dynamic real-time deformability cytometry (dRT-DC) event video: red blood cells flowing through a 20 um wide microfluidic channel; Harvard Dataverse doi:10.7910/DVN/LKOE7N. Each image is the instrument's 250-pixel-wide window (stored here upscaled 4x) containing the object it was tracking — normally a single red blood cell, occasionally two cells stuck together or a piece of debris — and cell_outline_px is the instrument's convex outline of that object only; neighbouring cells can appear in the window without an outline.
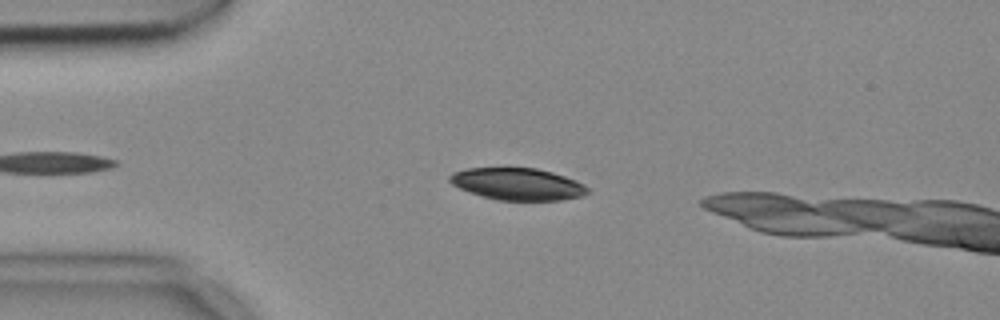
{"species": "common noctule bat (a hibernating species)", "species_latin": "Nyctalus noctula", "temperature_condition": "cold", "stored_images_in_passage": 47, "camera_frame_rate_fps": 3000, "um_per_image_px": 0.085, "animal": {"sex": "female", "body_mass_g": 18.4}, "frame": {"image": 1, "passage_image": 10, "time_ms": 3.0, "image_size_px": [1000, 320], "cell_outline_px": [[588, 192], [580, 196], [560, 200], [496, 200], [468, 192], [452, 184], [448, 180], [448, 176], [452, 172], [468, 168], [536, 168], [552, 172], [576, 180], [584, 184], [588, 188]], "centroid_in_image_um": [43.96, 15.64], "position_along_channel_um": 41.0, "area_um2": 25.66}}
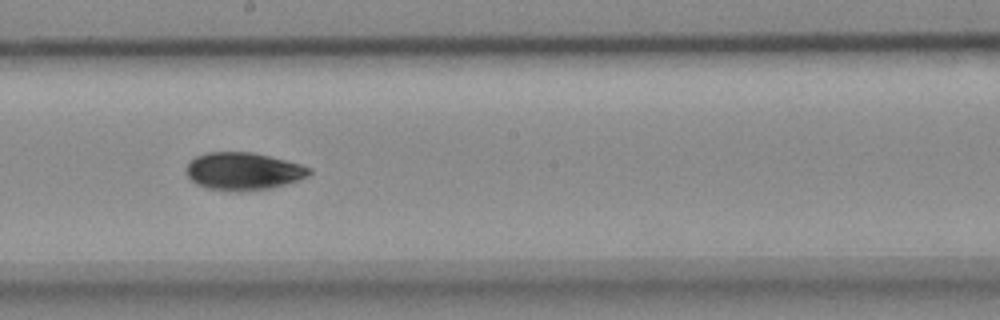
{"frame": {"image": 2, "passage_image": 27, "time_ms": 8.667, "image_size_px": [1000, 320], "cell_outline_px": [[312, 172], [308, 176], [284, 184], [268, 188], [240, 192], [232, 192], [208, 188], [196, 184], [188, 176], [188, 164], [196, 156], [208, 152], [252, 152], [300, 164], [312, 168]], "centroid_in_image_um": [20.68, 14.56], "position_along_channel_um": 227.5, "area_um2": 26.65}}
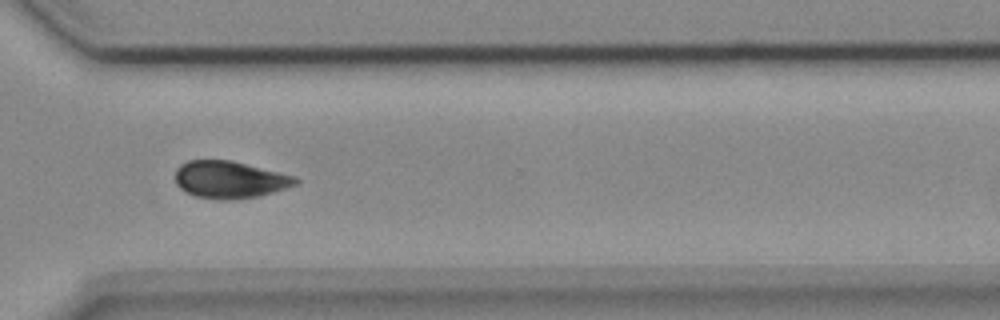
{"frame": {"image": 3, "passage_image": 37, "time_ms": 12.0, "image_size_px": [1000, 320], "cell_outline_px": [[300, 180], [296, 184], [272, 192], [256, 196], [228, 200], [220, 200], [196, 196], [180, 188], [176, 184], [176, 168], [180, 164], [188, 160], [232, 160], [296, 176]], "centroid_in_image_um": [19.51, 15.25], "position_along_channel_um": 351.1, "area_um2": 25.95}}